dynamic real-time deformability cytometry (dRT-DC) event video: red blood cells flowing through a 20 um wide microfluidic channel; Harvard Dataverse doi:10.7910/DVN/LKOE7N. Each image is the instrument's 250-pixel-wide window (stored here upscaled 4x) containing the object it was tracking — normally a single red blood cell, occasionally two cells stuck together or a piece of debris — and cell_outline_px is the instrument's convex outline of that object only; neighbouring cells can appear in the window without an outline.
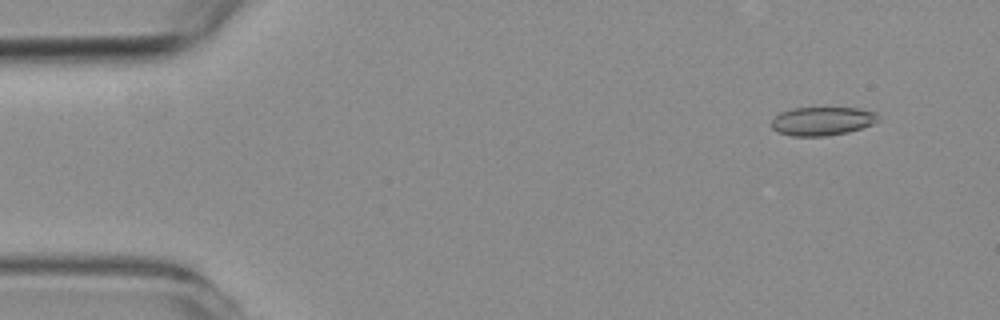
{"species": "common noctule bat (a hibernating species)", "species_latin": "Nyctalus noctula", "temperature_condition": "room temperature", "stored_images_in_passage": 56, "camera_frame_rate_fps": 3000, "um_per_image_px": 0.085, "animal": {"sex": "female", "body_mass_g": 19.3, "forearm_length_mm": 54.1}, "frame": {"image": 1, "passage_image": 5, "time_ms": 1.333, "image_size_px": [1000, 320], "cell_outline_px": [[876, 120], [872, 124], [848, 132], [824, 136], [792, 136], [776, 132], [772, 128], [772, 120], [780, 112], [792, 108], [856, 108], [876, 112]], "centroid_in_image_um": [69.83, 10.3], "position_along_channel_um": 15.2, "area_um2": 17.57}}
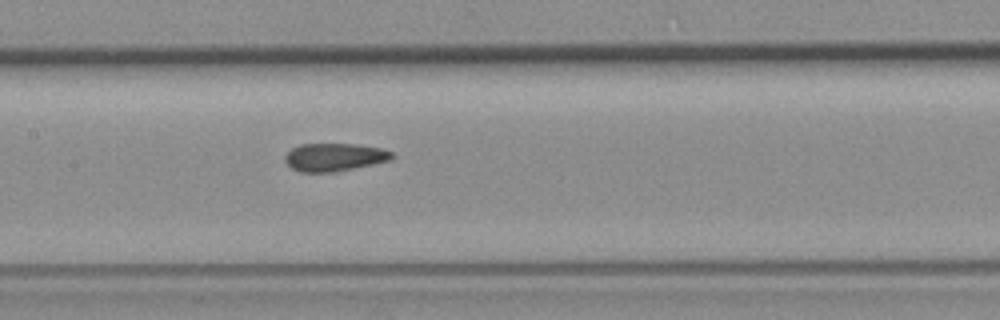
{"frame": {"image": 2, "passage_image": 27, "time_ms": 8.667, "image_size_px": [1000, 320], "cell_outline_px": [[396, 156], [388, 160], [372, 164], [332, 172], [300, 172], [292, 168], [284, 160], [284, 156], [292, 148], [300, 144], [356, 144], [380, 148], [392, 152]], "centroid_in_image_um": [28.39, 13.35], "position_along_channel_um": 179.0, "area_um2": 17.22}}
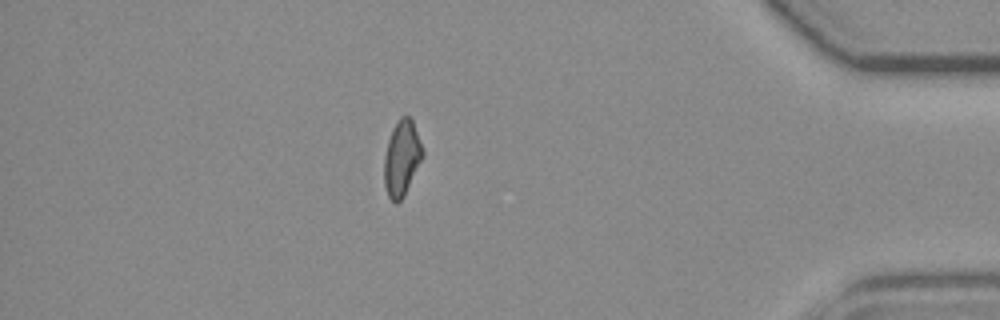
{"frame": {"image": 3, "passage_image": 49, "time_ms": 16.0, "image_size_px": [1000, 320], "cell_outline_px": [[424, 156], [404, 196], [396, 204], [388, 196], [384, 184], [384, 156], [388, 140], [392, 128], [400, 116], [408, 116], [412, 120], [424, 152]], "centroid_in_image_um": [34.14, 13.45], "position_along_channel_um": 401.1, "area_um2": 16.94}, "authors_computed_cell_mechanics": {"area_um2": 17.629, "velocity_mm_per_s": 3.6479, "shape_relaxation_time_tau1_ms": null, "shape_relaxation_time_tau2_ms": 1.591, "deformation_change_tau1": null, "deformation_change_tau2": 0.0797}}